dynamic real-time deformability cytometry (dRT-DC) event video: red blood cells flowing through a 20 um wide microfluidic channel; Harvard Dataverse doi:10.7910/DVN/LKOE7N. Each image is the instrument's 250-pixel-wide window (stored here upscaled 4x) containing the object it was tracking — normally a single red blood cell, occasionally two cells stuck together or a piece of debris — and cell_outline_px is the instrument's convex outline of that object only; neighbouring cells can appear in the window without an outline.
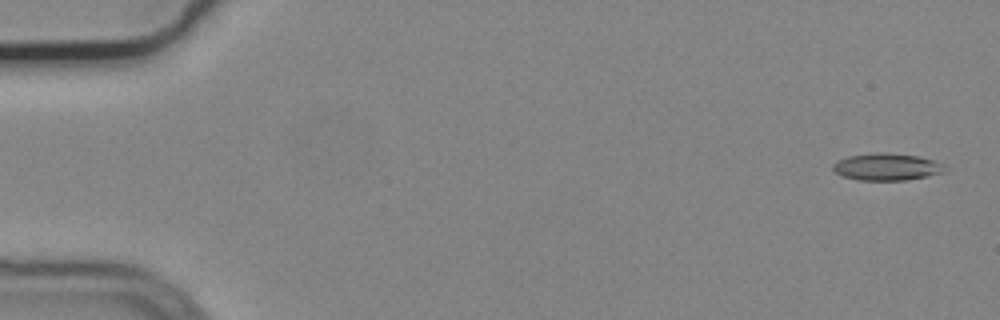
{"species": "common noctule bat (a hibernating species)", "species_latin": "Nyctalus noctula", "temperature_condition": "cold", "stored_images_in_passage": 54, "camera_frame_rate_fps": 3000, "um_per_image_px": 0.085, "animal": {"sex": "male", "body_mass_g": 19.2, "forearm_length_mm": 51.8}, "frame": {"image": 1, "passage_image": 1, "time_ms": 0.0, "image_size_px": [1000, 320], "cell_outline_px": [[948, 168], [944, 172], [928, 176], [908, 180], [856, 180], [844, 176], [836, 172], [832, 168], [832, 164], [836, 160], [848, 156], [876, 152], [888, 152], [920, 156], [936, 160], [944, 164]], "centroid_in_image_um": [75.42, 14.17], "position_along_channel_um": 9.6, "area_um2": 18.03}}
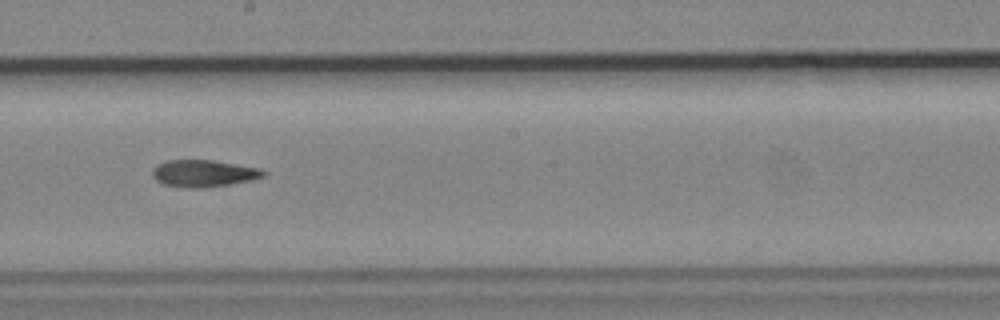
{"frame": {"image": 2, "passage_image": 30, "time_ms": 9.667, "image_size_px": [1000, 320], "cell_outline_px": [[268, 172], [264, 176], [252, 180], [228, 184], [200, 188], [192, 188], [164, 184], [156, 180], [152, 176], [152, 168], [156, 164], [168, 160], [212, 160], [260, 168]], "centroid_in_image_um": [17.3, 14.72], "position_along_channel_um": 230.9, "area_um2": 17.4}}
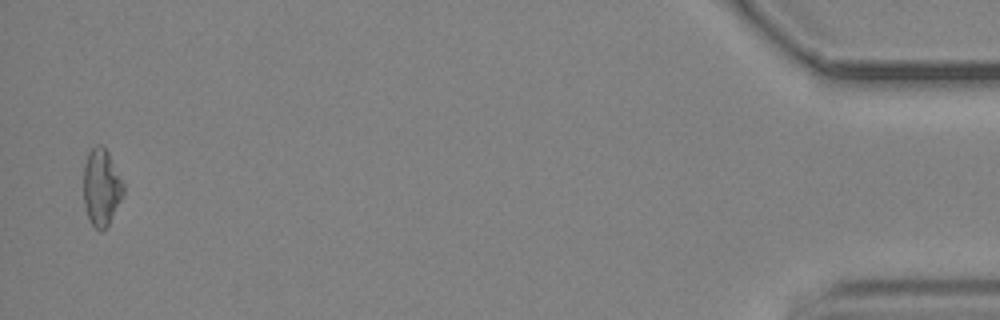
{"frame": {"image": 3, "passage_image": 53, "time_ms": 17.333, "image_size_px": [1000, 320], "cell_outline_px": [[124, 192], [108, 224], [100, 232], [92, 224], [88, 216], [84, 204], [84, 164], [88, 152], [96, 144], [104, 144], [124, 184]], "centroid_in_image_um": [8.61, 15.87], "position_along_channel_um": 426.6, "area_um2": 17.69}, "authors_computed_cell_mechanics": {"area_um2": 17.5712, "velocity_mm_per_s": 3.7389, "shape_relaxation_time_tau1_ms": null, "shape_relaxation_time_tau2_ms": 6.9069, "deformation_change_tau1": null, "deformation_change_tau2": 0.1766}}